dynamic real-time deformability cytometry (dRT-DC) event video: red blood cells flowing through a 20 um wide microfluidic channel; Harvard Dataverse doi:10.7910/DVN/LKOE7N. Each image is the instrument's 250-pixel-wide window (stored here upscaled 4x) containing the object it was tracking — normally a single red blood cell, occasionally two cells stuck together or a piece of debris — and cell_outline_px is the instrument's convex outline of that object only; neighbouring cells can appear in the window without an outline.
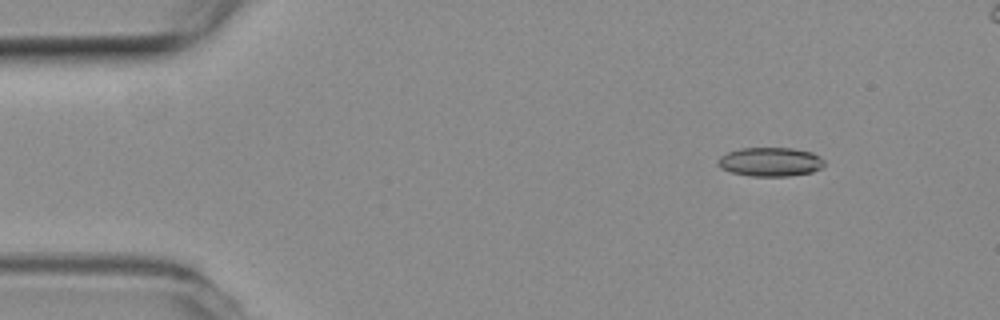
{"species": "common noctule bat (a hibernating species)", "species_latin": "Nyctalus noctula", "temperature_condition": "room temperature", "stored_images_in_passage": 4, "camera_frame_rate_fps": 3000, "um_per_image_px": 0.085, "animal": {"sex": "female", "body_mass_g": 19.3, "forearm_length_mm": 54.1}, "frame": {"image": 1, "passage_image": 1, "time_ms": 0.0, "image_size_px": [1000, 320], "cell_outline_px": [[824, 164], [820, 168], [812, 172], [788, 176], [752, 176], [732, 172], [720, 168], [716, 164], [716, 160], [720, 156], [728, 152], [740, 148], [792, 148], [812, 152], [824, 160]], "centroid_in_image_um": [65.44, 13.75], "position_along_channel_um": 19.6, "area_um2": 17.98}}